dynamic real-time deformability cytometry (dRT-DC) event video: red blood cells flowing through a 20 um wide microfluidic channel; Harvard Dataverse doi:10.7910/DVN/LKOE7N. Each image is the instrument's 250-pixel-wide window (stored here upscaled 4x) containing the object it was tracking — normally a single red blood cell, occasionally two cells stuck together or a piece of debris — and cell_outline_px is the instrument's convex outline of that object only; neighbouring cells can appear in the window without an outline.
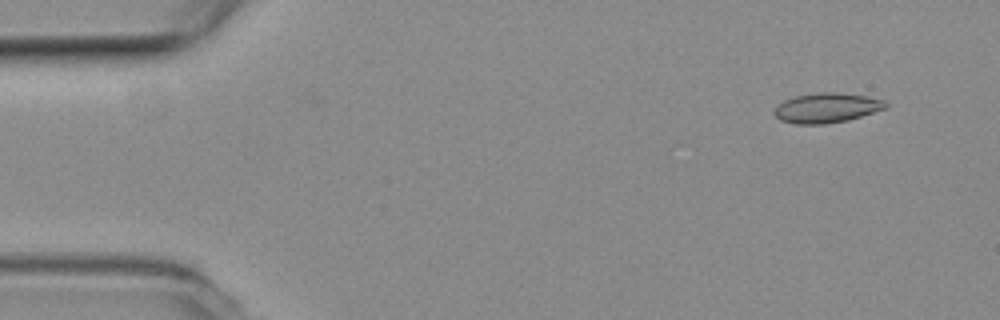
{"species": "common noctule bat (a hibernating species)", "species_latin": "Nyctalus noctula", "temperature_condition": "room temperature", "stored_images_in_passage": 2, "camera_frame_rate_fps": 3000, "um_per_image_px": 0.085, "animal": {"sex": "female", "body_mass_g": 19.3, "forearm_length_mm": 54.1}, "frame": {"image": 1, "passage_image": 1, "time_ms": 0.0, "image_size_px": [1000, 320], "cell_outline_px": [[888, 108], [848, 120], [824, 124], [796, 124], [780, 120], [772, 112], [784, 100], [796, 96], [820, 92], [836, 92], [864, 96], [884, 100], [888, 104]], "centroid_in_image_um": [70.28, 9.17], "position_along_channel_um": 14.7, "area_um2": 19.25}}